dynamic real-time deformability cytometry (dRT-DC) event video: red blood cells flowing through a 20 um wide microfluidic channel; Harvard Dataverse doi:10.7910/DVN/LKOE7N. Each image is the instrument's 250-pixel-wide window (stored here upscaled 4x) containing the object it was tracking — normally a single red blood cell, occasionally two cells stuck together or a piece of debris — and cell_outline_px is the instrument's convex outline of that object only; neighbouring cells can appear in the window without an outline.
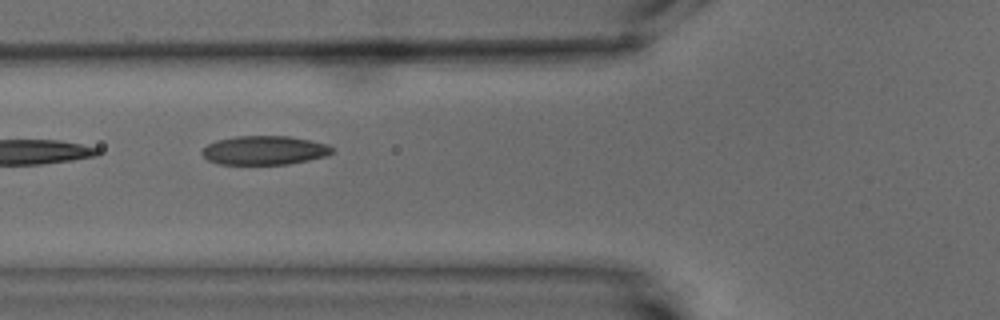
{"species": "common noctule bat (a hibernating species)", "species_latin": "Nyctalus noctula", "temperature_condition": "warm", "stored_images_in_passage": 7, "camera_frame_rate_fps": 3000, "um_per_image_px": 0.085, "animal": {"sex": "male", "body_mass_g": 15.6}, "frame": {"image": 1, "passage_image": 7, "time_ms": 7.0, "image_size_px": [1000, 320], "cell_outline_px": [[332, 152], [324, 156], [308, 160], [288, 164], [220, 164], [208, 160], [200, 152], [208, 144], [216, 140], [236, 136], [288, 136], [312, 140], [328, 144], [332, 148]], "centroid_in_image_um": [22.46, 12.77], "position_along_channel_um": 103.3, "area_um2": 21.85}}